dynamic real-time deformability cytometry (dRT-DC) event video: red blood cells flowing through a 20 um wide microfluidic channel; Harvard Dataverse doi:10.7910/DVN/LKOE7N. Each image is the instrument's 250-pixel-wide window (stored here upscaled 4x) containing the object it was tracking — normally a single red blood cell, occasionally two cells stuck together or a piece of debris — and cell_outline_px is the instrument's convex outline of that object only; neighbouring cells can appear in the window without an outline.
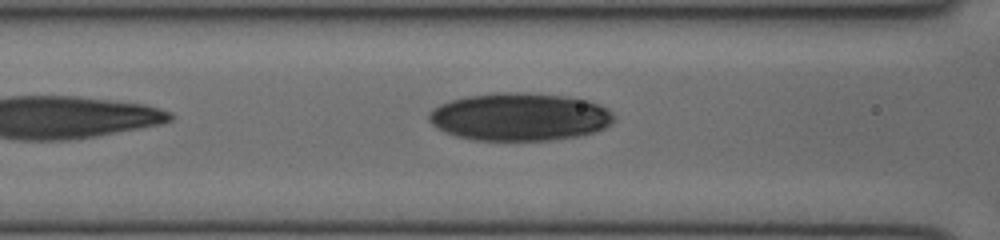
{"species": "human", "species_latin": "Homo sapiens", "temperature_condition": "cold", "stored_images_in_passage": 11, "camera_frame_rate_fps": 3000, "um_per_image_px": 0.085, "donor": {"sex": "female"}, "frame": {"image": 1, "passage_image": 8, "time_ms": 2.333, "image_size_px": [1000, 240], "cell_outline_px": [[616, 120], [612, 124], [596, 132], [576, 136], [552, 140], [472, 140], [456, 136], [444, 132], [436, 128], [428, 120], [428, 112], [432, 108], [440, 104], [452, 100], [468, 96], [496, 92], [524, 92], [564, 96], [588, 100], [600, 104], [616, 116]], "centroid_in_image_um": [44.17, 9.93], "position_along_channel_um": 122.4, "area_um2": 51.96}}
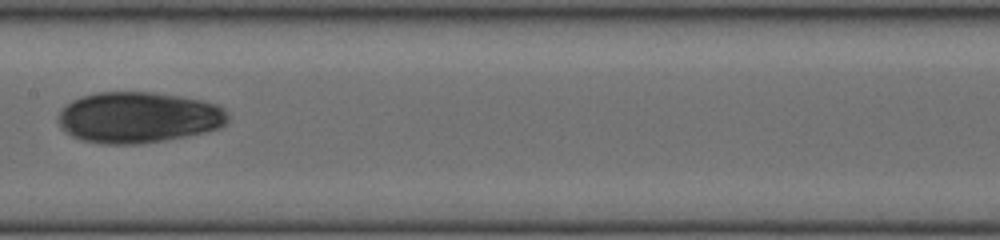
{"frame": {"image": 2, "passage_image": 10, "time_ms": 3.0, "image_size_px": [1000, 240], "cell_outline_px": [[228, 120], [220, 128], [204, 132], [164, 140], [136, 144], [104, 144], [80, 140], [72, 136], [60, 124], [60, 108], [72, 100], [80, 96], [96, 92], [152, 92], [180, 96], [204, 100], [220, 104], [224, 108], [228, 116]], "centroid_in_image_um": [11.79, 9.96], "position_along_channel_um": 195.6, "area_um2": 50.52}}
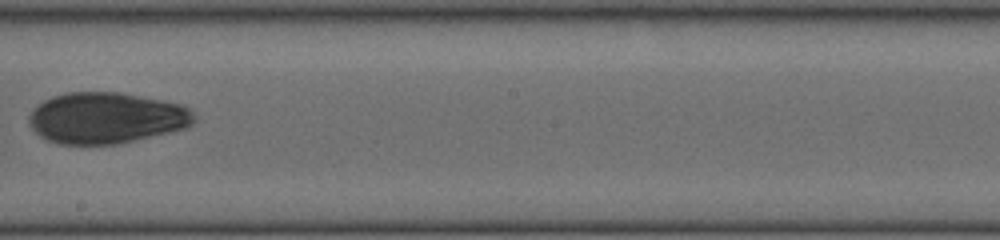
{"frame": {"image": 3, "passage_image": 11, "time_ms": 3.333, "image_size_px": [1000, 240], "cell_outline_px": [[196, 120], [188, 128], [116, 144], [56, 144], [40, 136], [28, 124], [28, 116], [44, 100], [52, 96], [64, 92], [120, 92], [184, 104], [196, 116]], "centroid_in_image_um": [9.05, 10.02], "position_along_channel_um": 239.1, "area_um2": 49.42}}